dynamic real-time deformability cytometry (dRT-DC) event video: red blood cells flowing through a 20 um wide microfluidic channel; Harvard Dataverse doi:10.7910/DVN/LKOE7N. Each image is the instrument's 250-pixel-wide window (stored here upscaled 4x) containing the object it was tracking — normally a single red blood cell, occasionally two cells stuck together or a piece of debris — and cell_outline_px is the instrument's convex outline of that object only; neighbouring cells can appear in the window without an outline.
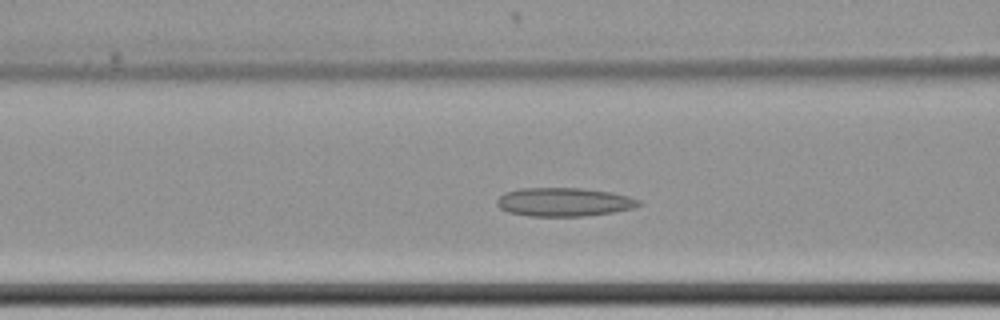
{"species": "common noctule bat (a hibernating species)", "species_latin": "Nyctalus noctula", "temperature_condition": "cold", "stored_images_in_passage": 59, "camera_frame_rate_fps": 3000, "um_per_image_px": 0.085, "animal": {"sex": "female", "body_mass_g": 22.7, "forearm_length_mm": 54.2}, "frame": {"image": 1, "passage_image": 24, "time_ms": 7.667, "image_size_px": [1000, 320], "cell_outline_px": [[640, 204], [632, 208], [612, 212], [584, 216], [528, 216], [508, 212], [500, 208], [496, 204], [496, 200], [504, 192], [520, 188], [580, 188], [608, 192], [628, 196], [640, 200]], "centroid_in_image_um": [47.87, 17.17], "position_along_channel_um": 118.7, "area_um2": 23.52}}
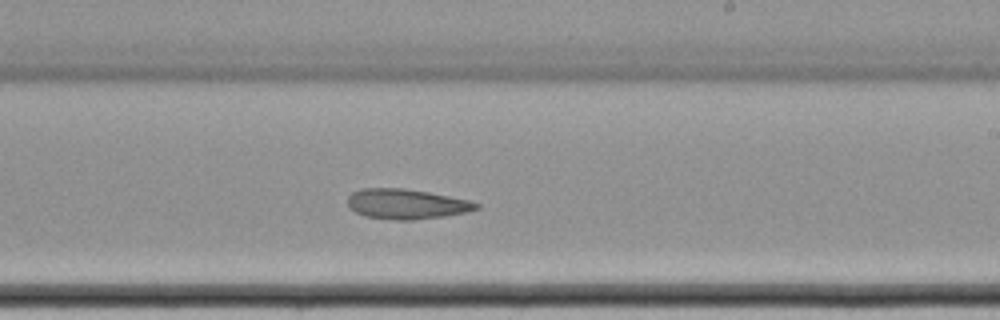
{"frame": {"image": 2, "passage_image": 36, "time_ms": 11.667, "image_size_px": [1000, 320], "cell_outline_px": [[480, 208], [468, 212], [444, 216], [412, 220], [396, 220], [364, 216], [348, 208], [348, 196], [352, 192], [360, 188], [404, 188], [428, 192], [468, 200], [480, 204]], "centroid_in_image_um": [34.52, 17.34], "position_along_channel_um": 254.5, "area_um2": 22.6}}
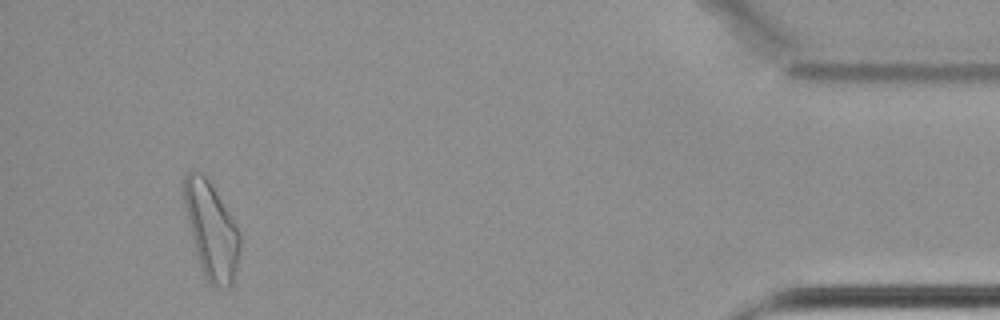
{"frame": {"image": 3, "passage_image": 56, "time_ms": 18.333, "image_size_px": [1000, 320], "cell_outline_px": [[240, 248], [236, 268], [232, 284], [228, 288], [208, 284], [204, 276], [192, 240], [184, 204], [180, 184], [184, 176], [192, 168], [200, 172], [208, 180], [216, 192], [236, 224], [240, 232]], "centroid_in_image_um": [17.93, 19.53], "position_along_channel_um": 417.3, "area_um2": 31.39}}